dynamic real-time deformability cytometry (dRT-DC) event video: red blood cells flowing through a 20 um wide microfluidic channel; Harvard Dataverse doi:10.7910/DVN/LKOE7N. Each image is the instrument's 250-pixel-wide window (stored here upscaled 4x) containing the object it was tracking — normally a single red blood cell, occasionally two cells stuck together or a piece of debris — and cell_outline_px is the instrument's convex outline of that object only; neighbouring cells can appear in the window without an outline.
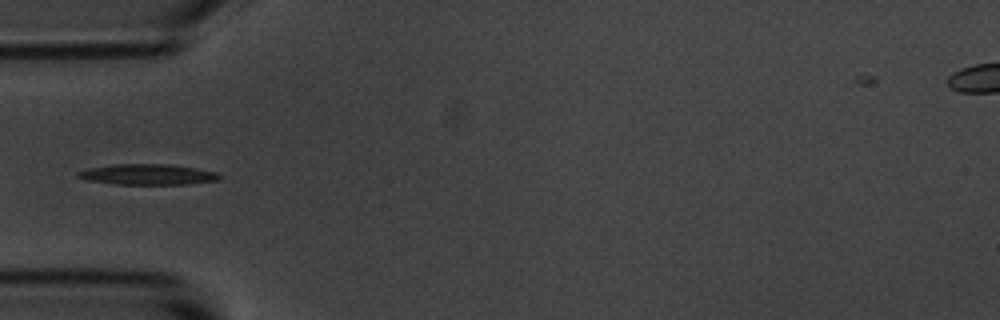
{"species": "common noctule bat (a hibernating species)", "species_latin": "Nyctalus noctula", "temperature_condition": "room temperature", "stored_images_in_passage": 5, "camera_frame_rate_fps": 3000, "um_per_image_px": 0.085, "animal": {"sex": "male", "body_mass_g": 20.1, "forearm_length_mm": 53.5}, "frame": {"image": 1, "passage_image": 5, "time_ms": 4.333, "image_size_px": [1000, 320], "cell_outline_px": [[224, 176], [216, 180], [188, 184], [116, 184], [88, 180], [76, 176], [76, 172], [88, 168], [116, 164], [168, 164], [196, 168], [216, 172]], "centroid_in_image_um": [12.56, 14.82], "position_along_channel_um": 72.4, "area_um2": 16.94}}